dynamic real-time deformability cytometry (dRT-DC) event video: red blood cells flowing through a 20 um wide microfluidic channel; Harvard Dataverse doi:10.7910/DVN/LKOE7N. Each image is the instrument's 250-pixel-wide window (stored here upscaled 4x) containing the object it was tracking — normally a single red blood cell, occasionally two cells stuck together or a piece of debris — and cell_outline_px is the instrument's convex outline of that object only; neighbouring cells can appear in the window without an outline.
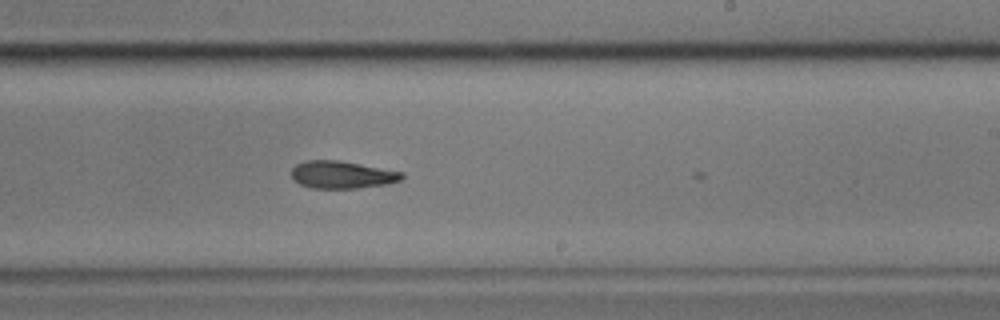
{"species": "common noctule bat (a hibernating species)", "species_latin": "Nyctalus noctula", "temperature_condition": "cold", "stored_images_in_passage": 23, "camera_frame_rate_fps": 3000, "um_per_image_px": 0.085, "animal": {"sex": "male", "body_mass_g": 17.9}, "frame": {"image": 1, "passage_image": 22, "time_ms": 7.0, "image_size_px": [1000, 320], "cell_outline_px": [[404, 176], [400, 180], [388, 184], [360, 188], [312, 188], [300, 184], [292, 180], [292, 168], [296, 164], [308, 160], [336, 160], [360, 164], [404, 172]], "centroid_in_image_um": [29.07, 14.86], "position_along_channel_um": 259.9, "area_um2": 17.69}}